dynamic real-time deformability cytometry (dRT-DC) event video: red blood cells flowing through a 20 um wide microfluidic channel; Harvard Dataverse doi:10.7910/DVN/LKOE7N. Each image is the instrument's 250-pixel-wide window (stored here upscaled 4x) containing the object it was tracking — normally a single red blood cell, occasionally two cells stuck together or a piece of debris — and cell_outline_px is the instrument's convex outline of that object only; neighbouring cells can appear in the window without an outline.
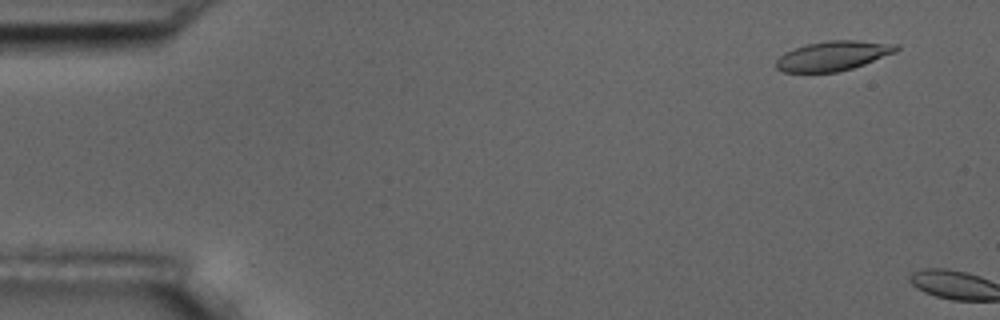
{"species": "common noctule bat (a hibernating species)", "species_latin": "Nyctalus noctula", "temperature_condition": "room temperature", "stored_images_in_passage": 6, "camera_frame_rate_fps": 3000, "um_per_image_px": 0.085, "animal": {"sex": "male", "body_mass_g": 17.5, "forearm_length_mm": 52.3}, "frame": {"image": 1, "passage_image": 4, "time_ms": 1.0, "image_size_px": [1000, 320], "cell_outline_px": [[900, 48], [896, 52], [864, 64], [852, 68], [836, 72], [784, 72], [776, 68], [776, 60], [784, 52], [808, 44], [828, 40], [856, 40], [900, 44]], "centroid_in_image_um": [70.84, 4.74], "position_along_channel_um": 14.2, "area_um2": 20.69}}